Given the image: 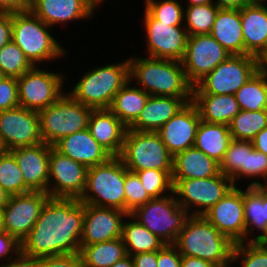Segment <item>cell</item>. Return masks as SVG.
Here are the masks:
<instances>
[{"mask_svg": "<svg viewBox=\"0 0 267 267\" xmlns=\"http://www.w3.org/2000/svg\"><path fill=\"white\" fill-rule=\"evenodd\" d=\"M5 151H6V150H5L3 144H2V142H1V140H0V155H2Z\"/></svg>", "mask_w": 267, "mask_h": 267, "instance_id": "obj_64", "label": "cell"}, {"mask_svg": "<svg viewBox=\"0 0 267 267\" xmlns=\"http://www.w3.org/2000/svg\"><path fill=\"white\" fill-rule=\"evenodd\" d=\"M24 0H0V13H12L27 10Z\"/></svg>", "mask_w": 267, "mask_h": 267, "instance_id": "obj_53", "label": "cell"}, {"mask_svg": "<svg viewBox=\"0 0 267 267\" xmlns=\"http://www.w3.org/2000/svg\"><path fill=\"white\" fill-rule=\"evenodd\" d=\"M258 71V57L230 55L193 86V94L235 95Z\"/></svg>", "mask_w": 267, "mask_h": 267, "instance_id": "obj_10", "label": "cell"}, {"mask_svg": "<svg viewBox=\"0 0 267 267\" xmlns=\"http://www.w3.org/2000/svg\"><path fill=\"white\" fill-rule=\"evenodd\" d=\"M153 199L145 190L135 172L126 168L125 178V212L130 214L134 209Z\"/></svg>", "mask_w": 267, "mask_h": 267, "instance_id": "obj_44", "label": "cell"}, {"mask_svg": "<svg viewBox=\"0 0 267 267\" xmlns=\"http://www.w3.org/2000/svg\"><path fill=\"white\" fill-rule=\"evenodd\" d=\"M129 81L128 58L84 73L69 94L93 109H109L116 93Z\"/></svg>", "mask_w": 267, "mask_h": 267, "instance_id": "obj_5", "label": "cell"}, {"mask_svg": "<svg viewBox=\"0 0 267 267\" xmlns=\"http://www.w3.org/2000/svg\"><path fill=\"white\" fill-rule=\"evenodd\" d=\"M28 9L50 27L88 20L96 12L89 0H36Z\"/></svg>", "mask_w": 267, "mask_h": 267, "instance_id": "obj_22", "label": "cell"}, {"mask_svg": "<svg viewBox=\"0 0 267 267\" xmlns=\"http://www.w3.org/2000/svg\"><path fill=\"white\" fill-rule=\"evenodd\" d=\"M243 203L245 242H263L267 237V195L259 186H248L243 190ZM255 230L261 234L255 235Z\"/></svg>", "mask_w": 267, "mask_h": 267, "instance_id": "obj_27", "label": "cell"}, {"mask_svg": "<svg viewBox=\"0 0 267 267\" xmlns=\"http://www.w3.org/2000/svg\"><path fill=\"white\" fill-rule=\"evenodd\" d=\"M21 252V243L6 231L0 232V261L12 260ZM9 256V257H7ZM7 258V259H6Z\"/></svg>", "mask_w": 267, "mask_h": 267, "instance_id": "obj_49", "label": "cell"}, {"mask_svg": "<svg viewBox=\"0 0 267 267\" xmlns=\"http://www.w3.org/2000/svg\"><path fill=\"white\" fill-rule=\"evenodd\" d=\"M36 0H24L25 4L29 7Z\"/></svg>", "mask_w": 267, "mask_h": 267, "instance_id": "obj_66", "label": "cell"}, {"mask_svg": "<svg viewBox=\"0 0 267 267\" xmlns=\"http://www.w3.org/2000/svg\"><path fill=\"white\" fill-rule=\"evenodd\" d=\"M263 243L267 246V237L265 238V240L263 241Z\"/></svg>", "mask_w": 267, "mask_h": 267, "instance_id": "obj_68", "label": "cell"}, {"mask_svg": "<svg viewBox=\"0 0 267 267\" xmlns=\"http://www.w3.org/2000/svg\"><path fill=\"white\" fill-rule=\"evenodd\" d=\"M8 199L9 195L0 185V210H2L7 205Z\"/></svg>", "mask_w": 267, "mask_h": 267, "instance_id": "obj_59", "label": "cell"}, {"mask_svg": "<svg viewBox=\"0 0 267 267\" xmlns=\"http://www.w3.org/2000/svg\"><path fill=\"white\" fill-rule=\"evenodd\" d=\"M181 258L174 244H165L157 251V267H181Z\"/></svg>", "mask_w": 267, "mask_h": 267, "instance_id": "obj_47", "label": "cell"}, {"mask_svg": "<svg viewBox=\"0 0 267 267\" xmlns=\"http://www.w3.org/2000/svg\"><path fill=\"white\" fill-rule=\"evenodd\" d=\"M111 267H134L131 255H126L122 259L115 262Z\"/></svg>", "mask_w": 267, "mask_h": 267, "instance_id": "obj_58", "label": "cell"}, {"mask_svg": "<svg viewBox=\"0 0 267 267\" xmlns=\"http://www.w3.org/2000/svg\"><path fill=\"white\" fill-rule=\"evenodd\" d=\"M212 262L197 257H189L182 255L181 267H214Z\"/></svg>", "mask_w": 267, "mask_h": 267, "instance_id": "obj_55", "label": "cell"}, {"mask_svg": "<svg viewBox=\"0 0 267 267\" xmlns=\"http://www.w3.org/2000/svg\"><path fill=\"white\" fill-rule=\"evenodd\" d=\"M260 178H263V181L267 180V155L261 151L253 149L249 155L248 179L254 181H251L247 186H259Z\"/></svg>", "mask_w": 267, "mask_h": 267, "instance_id": "obj_45", "label": "cell"}, {"mask_svg": "<svg viewBox=\"0 0 267 267\" xmlns=\"http://www.w3.org/2000/svg\"><path fill=\"white\" fill-rule=\"evenodd\" d=\"M251 142L254 149L267 155V127L262 129Z\"/></svg>", "mask_w": 267, "mask_h": 267, "instance_id": "obj_56", "label": "cell"}, {"mask_svg": "<svg viewBox=\"0 0 267 267\" xmlns=\"http://www.w3.org/2000/svg\"><path fill=\"white\" fill-rule=\"evenodd\" d=\"M192 102L200 119L207 123L229 125L241 110L235 95L193 94Z\"/></svg>", "mask_w": 267, "mask_h": 267, "instance_id": "obj_30", "label": "cell"}, {"mask_svg": "<svg viewBox=\"0 0 267 267\" xmlns=\"http://www.w3.org/2000/svg\"><path fill=\"white\" fill-rule=\"evenodd\" d=\"M0 185L9 196L30 192L24 184L21 169L9 151L0 155Z\"/></svg>", "mask_w": 267, "mask_h": 267, "instance_id": "obj_39", "label": "cell"}, {"mask_svg": "<svg viewBox=\"0 0 267 267\" xmlns=\"http://www.w3.org/2000/svg\"><path fill=\"white\" fill-rule=\"evenodd\" d=\"M32 67L23 51L12 40L0 49V70L6 77H21Z\"/></svg>", "mask_w": 267, "mask_h": 267, "instance_id": "obj_40", "label": "cell"}, {"mask_svg": "<svg viewBox=\"0 0 267 267\" xmlns=\"http://www.w3.org/2000/svg\"><path fill=\"white\" fill-rule=\"evenodd\" d=\"M184 8V27L188 36L211 33L220 8L214 3L186 6Z\"/></svg>", "mask_w": 267, "mask_h": 267, "instance_id": "obj_38", "label": "cell"}, {"mask_svg": "<svg viewBox=\"0 0 267 267\" xmlns=\"http://www.w3.org/2000/svg\"><path fill=\"white\" fill-rule=\"evenodd\" d=\"M19 106L18 82L15 77H4L0 81V111Z\"/></svg>", "mask_w": 267, "mask_h": 267, "instance_id": "obj_46", "label": "cell"}, {"mask_svg": "<svg viewBox=\"0 0 267 267\" xmlns=\"http://www.w3.org/2000/svg\"><path fill=\"white\" fill-rule=\"evenodd\" d=\"M129 80L153 96L192 97L193 85L188 81L180 61L151 57H129Z\"/></svg>", "mask_w": 267, "mask_h": 267, "instance_id": "obj_2", "label": "cell"}, {"mask_svg": "<svg viewBox=\"0 0 267 267\" xmlns=\"http://www.w3.org/2000/svg\"><path fill=\"white\" fill-rule=\"evenodd\" d=\"M259 187L267 195V181L265 182L260 181Z\"/></svg>", "mask_w": 267, "mask_h": 267, "instance_id": "obj_61", "label": "cell"}, {"mask_svg": "<svg viewBox=\"0 0 267 267\" xmlns=\"http://www.w3.org/2000/svg\"><path fill=\"white\" fill-rule=\"evenodd\" d=\"M229 56L210 34L190 35L181 63L188 81L194 86Z\"/></svg>", "mask_w": 267, "mask_h": 267, "instance_id": "obj_16", "label": "cell"}, {"mask_svg": "<svg viewBox=\"0 0 267 267\" xmlns=\"http://www.w3.org/2000/svg\"><path fill=\"white\" fill-rule=\"evenodd\" d=\"M181 255L220 265L232 259L233 243L202 215H191L174 244Z\"/></svg>", "mask_w": 267, "mask_h": 267, "instance_id": "obj_3", "label": "cell"}, {"mask_svg": "<svg viewBox=\"0 0 267 267\" xmlns=\"http://www.w3.org/2000/svg\"><path fill=\"white\" fill-rule=\"evenodd\" d=\"M49 198L50 196L42 191L10 195L7 205L2 209L3 231L21 243L38 220Z\"/></svg>", "mask_w": 267, "mask_h": 267, "instance_id": "obj_14", "label": "cell"}, {"mask_svg": "<svg viewBox=\"0 0 267 267\" xmlns=\"http://www.w3.org/2000/svg\"><path fill=\"white\" fill-rule=\"evenodd\" d=\"M129 80L115 95L109 110L129 128L139 117L149 94Z\"/></svg>", "mask_w": 267, "mask_h": 267, "instance_id": "obj_32", "label": "cell"}, {"mask_svg": "<svg viewBox=\"0 0 267 267\" xmlns=\"http://www.w3.org/2000/svg\"><path fill=\"white\" fill-rule=\"evenodd\" d=\"M209 3H213V0H187V6L203 5Z\"/></svg>", "mask_w": 267, "mask_h": 267, "instance_id": "obj_60", "label": "cell"}, {"mask_svg": "<svg viewBox=\"0 0 267 267\" xmlns=\"http://www.w3.org/2000/svg\"><path fill=\"white\" fill-rule=\"evenodd\" d=\"M134 267H157V251L132 256Z\"/></svg>", "mask_w": 267, "mask_h": 267, "instance_id": "obj_52", "label": "cell"}, {"mask_svg": "<svg viewBox=\"0 0 267 267\" xmlns=\"http://www.w3.org/2000/svg\"><path fill=\"white\" fill-rule=\"evenodd\" d=\"M53 147L87 168L105 163L112 157L90 134L88 128L62 137Z\"/></svg>", "mask_w": 267, "mask_h": 267, "instance_id": "obj_25", "label": "cell"}, {"mask_svg": "<svg viewBox=\"0 0 267 267\" xmlns=\"http://www.w3.org/2000/svg\"><path fill=\"white\" fill-rule=\"evenodd\" d=\"M191 101L192 97L150 95L139 117L129 129L138 132H157L163 124Z\"/></svg>", "mask_w": 267, "mask_h": 267, "instance_id": "obj_24", "label": "cell"}, {"mask_svg": "<svg viewBox=\"0 0 267 267\" xmlns=\"http://www.w3.org/2000/svg\"><path fill=\"white\" fill-rule=\"evenodd\" d=\"M12 40V13H0V49Z\"/></svg>", "mask_w": 267, "mask_h": 267, "instance_id": "obj_50", "label": "cell"}, {"mask_svg": "<svg viewBox=\"0 0 267 267\" xmlns=\"http://www.w3.org/2000/svg\"><path fill=\"white\" fill-rule=\"evenodd\" d=\"M127 219L129 222L128 220L123 222L121 238L128 255L155 252L165 245L157 235L151 233L130 215L127 216Z\"/></svg>", "mask_w": 267, "mask_h": 267, "instance_id": "obj_33", "label": "cell"}, {"mask_svg": "<svg viewBox=\"0 0 267 267\" xmlns=\"http://www.w3.org/2000/svg\"><path fill=\"white\" fill-rule=\"evenodd\" d=\"M219 173V163L194 146L173 157L172 180L204 179Z\"/></svg>", "mask_w": 267, "mask_h": 267, "instance_id": "obj_28", "label": "cell"}, {"mask_svg": "<svg viewBox=\"0 0 267 267\" xmlns=\"http://www.w3.org/2000/svg\"><path fill=\"white\" fill-rule=\"evenodd\" d=\"M4 77H6L4 74H3V72L0 70V81L4 78Z\"/></svg>", "mask_w": 267, "mask_h": 267, "instance_id": "obj_67", "label": "cell"}, {"mask_svg": "<svg viewBox=\"0 0 267 267\" xmlns=\"http://www.w3.org/2000/svg\"><path fill=\"white\" fill-rule=\"evenodd\" d=\"M135 173L152 198H161L173 193V171L146 169Z\"/></svg>", "mask_w": 267, "mask_h": 267, "instance_id": "obj_42", "label": "cell"}, {"mask_svg": "<svg viewBox=\"0 0 267 267\" xmlns=\"http://www.w3.org/2000/svg\"><path fill=\"white\" fill-rule=\"evenodd\" d=\"M267 1H253L240 9L244 55L259 57L267 50Z\"/></svg>", "mask_w": 267, "mask_h": 267, "instance_id": "obj_23", "label": "cell"}, {"mask_svg": "<svg viewBox=\"0 0 267 267\" xmlns=\"http://www.w3.org/2000/svg\"><path fill=\"white\" fill-rule=\"evenodd\" d=\"M143 29L146 34V49L148 57L180 61L183 59L188 34L184 26H171V23H161L145 8Z\"/></svg>", "mask_w": 267, "mask_h": 267, "instance_id": "obj_13", "label": "cell"}, {"mask_svg": "<svg viewBox=\"0 0 267 267\" xmlns=\"http://www.w3.org/2000/svg\"><path fill=\"white\" fill-rule=\"evenodd\" d=\"M46 25L29 9L12 12V41L33 66L66 56V50Z\"/></svg>", "mask_w": 267, "mask_h": 267, "instance_id": "obj_4", "label": "cell"}, {"mask_svg": "<svg viewBox=\"0 0 267 267\" xmlns=\"http://www.w3.org/2000/svg\"><path fill=\"white\" fill-rule=\"evenodd\" d=\"M4 262L0 267H41V258L30 257L21 252L12 260Z\"/></svg>", "mask_w": 267, "mask_h": 267, "instance_id": "obj_51", "label": "cell"}, {"mask_svg": "<svg viewBox=\"0 0 267 267\" xmlns=\"http://www.w3.org/2000/svg\"><path fill=\"white\" fill-rule=\"evenodd\" d=\"M145 9L161 23L184 26V6L177 0H145ZM182 4V5H181Z\"/></svg>", "mask_w": 267, "mask_h": 267, "instance_id": "obj_41", "label": "cell"}, {"mask_svg": "<svg viewBox=\"0 0 267 267\" xmlns=\"http://www.w3.org/2000/svg\"><path fill=\"white\" fill-rule=\"evenodd\" d=\"M202 216L233 243L245 242L243 189L239 186H234Z\"/></svg>", "mask_w": 267, "mask_h": 267, "instance_id": "obj_18", "label": "cell"}, {"mask_svg": "<svg viewBox=\"0 0 267 267\" xmlns=\"http://www.w3.org/2000/svg\"><path fill=\"white\" fill-rule=\"evenodd\" d=\"M126 167L119 156L88 168L86 187L79 198L83 204L125 211Z\"/></svg>", "mask_w": 267, "mask_h": 267, "instance_id": "obj_6", "label": "cell"}, {"mask_svg": "<svg viewBox=\"0 0 267 267\" xmlns=\"http://www.w3.org/2000/svg\"><path fill=\"white\" fill-rule=\"evenodd\" d=\"M39 66H33L17 78L19 106L36 112L47 108L65 93L63 84L66 81L62 73Z\"/></svg>", "mask_w": 267, "mask_h": 267, "instance_id": "obj_12", "label": "cell"}, {"mask_svg": "<svg viewBox=\"0 0 267 267\" xmlns=\"http://www.w3.org/2000/svg\"><path fill=\"white\" fill-rule=\"evenodd\" d=\"M127 129L109 109H93L91 112L88 130L111 156H120Z\"/></svg>", "mask_w": 267, "mask_h": 267, "instance_id": "obj_26", "label": "cell"}, {"mask_svg": "<svg viewBox=\"0 0 267 267\" xmlns=\"http://www.w3.org/2000/svg\"><path fill=\"white\" fill-rule=\"evenodd\" d=\"M91 4L97 9L100 4H103L105 0H89Z\"/></svg>", "mask_w": 267, "mask_h": 267, "instance_id": "obj_62", "label": "cell"}, {"mask_svg": "<svg viewBox=\"0 0 267 267\" xmlns=\"http://www.w3.org/2000/svg\"><path fill=\"white\" fill-rule=\"evenodd\" d=\"M84 204L78 198H49L31 231L21 242V253L42 258L80 252Z\"/></svg>", "mask_w": 267, "mask_h": 267, "instance_id": "obj_1", "label": "cell"}, {"mask_svg": "<svg viewBox=\"0 0 267 267\" xmlns=\"http://www.w3.org/2000/svg\"><path fill=\"white\" fill-rule=\"evenodd\" d=\"M258 70L267 78V50L258 57Z\"/></svg>", "mask_w": 267, "mask_h": 267, "instance_id": "obj_57", "label": "cell"}, {"mask_svg": "<svg viewBox=\"0 0 267 267\" xmlns=\"http://www.w3.org/2000/svg\"><path fill=\"white\" fill-rule=\"evenodd\" d=\"M41 267H82L80 252L41 258Z\"/></svg>", "mask_w": 267, "mask_h": 267, "instance_id": "obj_48", "label": "cell"}, {"mask_svg": "<svg viewBox=\"0 0 267 267\" xmlns=\"http://www.w3.org/2000/svg\"><path fill=\"white\" fill-rule=\"evenodd\" d=\"M234 263V261L231 259L229 262H227V263H224V264H220V265H215L214 267H232L233 264Z\"/></svg>", "mask_w": 267, "mask_h": 267, "instance_id": "obj_63", "label": "cell"}, {"mask_svg": "<svg viewBox=\"0 0 267 267\" xmlns=\"http://www.w3.org/2000/svg\"><path fill=\"white\" fill-rule=\"evenodd\" d=\"M210 35L229 55H244L240 9H219Z\"/></svg>", "mask_w": 267, "mask_h": 267, "instance_id": "obj_29", "label": "cell"}, {"mask_svg": "<svg viewBox=\"0 0 267 267\" xmlns=\"http://www.w3.org/2000/svg\"><path fill=\"white\" fill-rule=\"evenodd\" d=\"M3 231V225H2V210H0V232Z\"/></svg>", "mask_w": 267, "mask_h": 267, "instance_id": "obj_65", "label": "cell"}, {"mask_svg": "<svg viewBox=\"0 0 267 267\" xmlns=\"http://www.w3.org/2000/svg\"><path fill=\"white\" fill-rule=\"evenodd\" d=\"M172 183L176 201L186 211L191 210L190 215H204L235 186L222 173L204 179L172 180Z\"/></svg>", "mask_w": 267, "mask_h": 267, "instance_id": "obj_11", "label": "cell"}, {"mask_svg": "<svg viewBox=\"0 0 267 267\" xmlns=\"http://www.w3.org/2000/svg\"><path fill=\"white\" fill-rule=\"evenodd\" d=\"M228 126L232 139L252 141L262 129L267 127V109L240 110Z\"/></svg>", "mask_w": 267, "mask_h": 267, "instance_id": "obj_37", "label": "cell"}, {"mask_svg": "<svg viewBox=\"0 0 267 267\" xmlns=\"http://www.w3.org/2000/svg\"><path fill=\"white\" fill-rule=\"evenodd\" d=\"M52 145L41 143L9 150L21 169L24 184L30 191L48 194L49 158Z\"/></svg>", "mask_w": 267, "mask_h": 267, "instance_id": "obj_21", "label": "cell"}, {"mask_svg": "<svg viewBox=\"0 0 267 267\" xmlns=\"http://www.w3.org/2000/svg\"><path fill=\"white\" fill-rule=\"evenodd\" d=\"M128 215L120 209L84 204L80 247L120 238Z\"/></svg>", "mask_w": 267, "mask_h": 267, "instance_id": "obj_19", "label": "cell"}, {"mask_svg": "<svg viewBox=\"0 0 267 267\" xmlns=\"http://www.w3.org/2000/svg\"><path fill=\"white\" fill-rule=\"evenodd\" d=\"M254 0H213V3L220 9H241Z\"/></svg>", "mask_w": 267, "mask_h": 267, "instance_id": "obj_54", "label": "cell"}, {"mask_svg": "<svg viewBox=\"0 0 267 267\" xmlns=\"http://www.w3.org/2000/svg\"><path fill=\"white\" fill-rule=\"evenodd\" d=\"M241 258V259H240ZM241 267H267V246L263 242H241L234 246L232 260Z\"/></svg>", "mask_w": 267, "mask_h": 267, "instance_id": "obj_43", "label": "cell"}, {"mask_svg": "<svg viewBox=\"0 0 267 267\" xmlns=\"http://www.w3.org/2000/svg\"><path fill=\"white\" fill-rule=\"evenodd\" d=\"M82 267H111L127 255L122 238L84 245L80 249Z\"/></svg>", "mask_w": 267, "mask_h": 267, "instance_id": "obj_34", "label": "cell"}, {"mask_svg": "<svg viewBox=\"0 0 267 267\" xmlns=\"http://www.w3.org/2000/svg\"><path fill=\"white\" fill-rule=\"evenodd\" d=\"M129 215L151 233L157 235L165 244H175L179 233L191 216L178 204L174 193L161 198H153L134 209Z\"/></svg>", "mask_w": 267, "mask_h": 267, "instance_id": "obj_8", "label": "cell"}, {"mask_svg": "<svg viewBox=\"0 0 267 267\" xmlns=\"http://www.w3.org/2000/svg\"><path fill=\"white\" fill-rule=\"evenodd\" d=\"M92 111L93 108L65 91L57 101L38 112L43 142L53 146L62 137L88 128Z\"/></svg>", "mask_w": 267, "mask_h": 267, "instance_id": "obj_7", "label": "cell"}, {"mask_svg": "<svg viewBox=\"0 0 267 267\" xmlns=\"http://www.w3.org/2000/svg\"><path fill=\"white\" fill-rule=\"evenodd\" d=\"M50 198H80L86 187L88 168L58 152L53 146L49 158Z\"/></svg>", "mask_w": 267, "mask_h": 267, "instance_id": "obj_15", "label": "cell"}, {"mask_svg": "<svg viewBox=\"0 0 267 267\" xmlns=\"http://www.w3.org/2000/svg\"><path fill=\"white\" fill-rule=\"evenodd\" d=\"M0 140L6 151L43 143L38 112L21 106L0 111Z\"/></svg>", "mask_w": 267, "mask_h": 267, "instance_id": "obj_17", "label": "cell"}, {"mask_svg": "<svg viewBox=\"0 0 267 267\" xmlns=\"http://www.w3.org/2000/svg\"><path fill=\"white\" fill-rule=\"evenodd\" d=\"M253 149L251 141L232 139L219 163V172L231 178L235 186L240 178H248L249 155Z\"/></svg>", "mask_w": 267, "mask_h": 267, "instance_id": "obj_35", "label": "cell"}, {"mask_svg": "<svg viewBox=\"0 0 267 267\" xmlns=\"http://www.w3.org/2000/svg\"><path fill=\"white\" fill-rule=\"evenodd\" d=\"M232 141L229 126L226 124L207 123L201 120L195 137L194 147L217 163L223 157Z\"/></svg>", "mask_w": 267, "mask_h": 267, "instance_id": "obj_31", "label": "cell"}, {"mask_svg": "<svg viewBox=\"0 0 267 267\" xmlns=\"http://www.w3.org/2000/svg\"><path fill=\"white\" fill-rule=\"evenodd\" d=\"M241 110L267 109V78L258 70L235 93Z\"/></svg>", "mask_w": 267, "mask_h": 267, "instance_id": "obj_36", "label": "cell"}, {"mask_svg": "<svg viewBox=\"0 0 267 267\" xmlns=\"http://www.w3.org/2000/svg\"><path fill=\"white\" fill-rule=\"evenodd\" d=\"M200 122L197 107L191 101L163 124L157 133L168 152L174 157L177 153L194 146Z\"/></svg>", "mask_w": 267, "mask_h": 267, "instance_id": "obj_20", "label": "cell"}, {"mask_svg": "<svg viewBox=\"0 0 267 267\" xmlns=\"http://www.w3.org/2000/svg\"><path fill=\"white\" fill-rule=\"evenodd\" d=\"M119 157L132 172L146 169L173 171V156L157 132H138L128 128Z\"/></svg>", "mask_w": 267, "mask_h": 267, "instance_id": "obj_9", "label": "cell"}]
</instances>
